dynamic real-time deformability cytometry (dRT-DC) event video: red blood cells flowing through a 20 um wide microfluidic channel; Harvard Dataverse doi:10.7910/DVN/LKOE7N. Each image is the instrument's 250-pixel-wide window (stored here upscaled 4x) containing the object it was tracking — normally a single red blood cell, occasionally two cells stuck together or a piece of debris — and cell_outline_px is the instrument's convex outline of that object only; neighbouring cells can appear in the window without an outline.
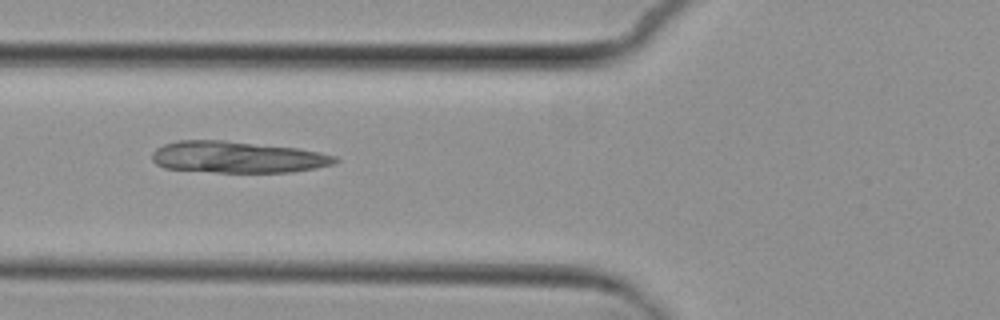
{"species": "common noctule bat (a hibernating species)", "species_latin": "Nyctalus noctula", "temperature_condition": "cold", "stored_images_in_passage": 8, "camera_frame_rate_fps": 3000, "um_per_image_px": 0.085, "animal": {"sex": "female", "body_mass_g": 29.2, "forearm_length_mm": 56.3}, "frame": {"image": 1, "passage_image": 6, "time_ms": 6.0, "image_size_px": [1000, 320], "cell_outline_px": [[340, 160], [336, 164], [316, 168], [292, 172], [216, 172], [164, 168], [156, 164], [152, 160], [152, 152], [156, 148], [164, 144], [176, 140], [224, 140], [296, 148], [320, 152], [336, 156]], "centroid_in_image_um": [20.19, 13.35], "position_along_channel_um": 105.6, "area_um2": 33.81}}
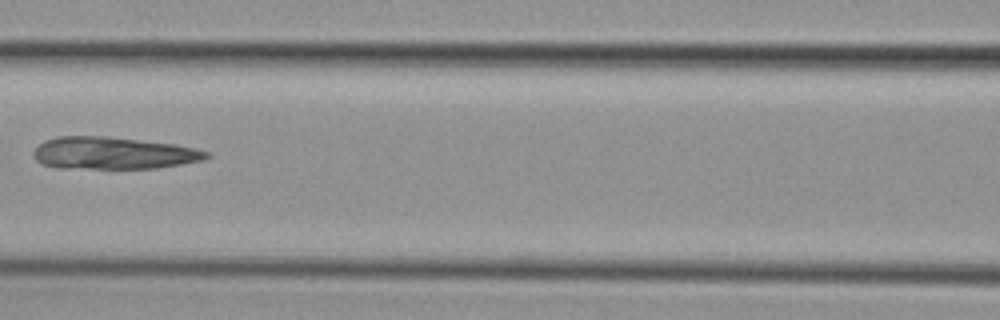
{"frame": {"image": 2, "passage_image": 7, "time_ms": 7.333, "image_size_px": [1000, 320], "cell_outline_px": [[212, 156], [204, 160], [156, 168], [56, 168], [40, 164], [36, 160], [32, 152], [44, 140], [56, 136], [104, 136], [176, 144], [208, 152]], "centroid_in_image_um": [9.59, 13.01], "position_along_channel_um": 157.0, "area_um2": 32.48}}
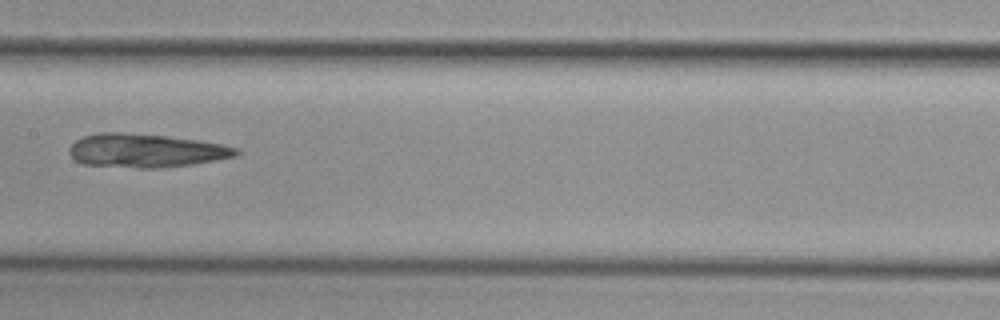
{"frame": {"image": 3, "passage_image": 8, "time_ms": 8.333, "image_size_px": [1000, 320], "cell_outline_px": [[240, 152], [236, 156], [192, 164], [156, 168], [136, 168], [84, 164], [76, 160], [68, 152], [68, 148], [76, 140], [84, 136], [100, 132], [124, 132], [164, 136], [196, 140], [220, 144], [236, 148]], "centroid_in_image_um": [12.34, 12.8], "position_along_channel_um": 195.1, "area_um2": 32.37}}